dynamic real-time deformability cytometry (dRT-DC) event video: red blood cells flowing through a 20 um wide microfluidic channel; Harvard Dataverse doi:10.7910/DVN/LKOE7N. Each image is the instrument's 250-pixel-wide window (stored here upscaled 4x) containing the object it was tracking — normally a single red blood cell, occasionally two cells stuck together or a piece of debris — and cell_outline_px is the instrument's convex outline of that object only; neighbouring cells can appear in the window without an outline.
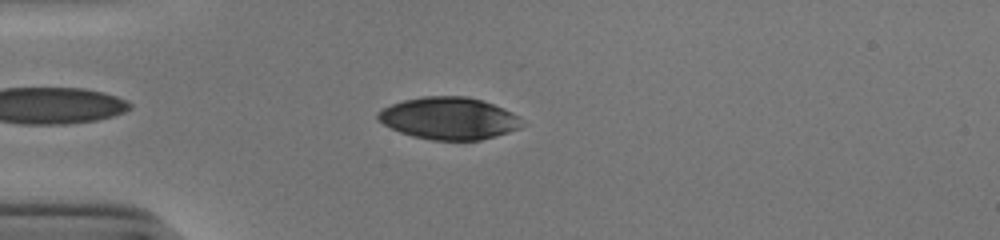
{"species": "human", "species_latin": "Homo sapiens", "temperature_condition": "cold", "stored_images_in_passage": 40, "camera_frame_rate_fps": 3000, "um_per_image_px": 0.085, "donor": {"sex": "male"}, "frame": {"image": 1, "passage_image": 5, "time_ms": 1.333, "image_size_px": [1000, 240], "cell_outline_px": [[520, 128], [496, 136], [480, 140], [432, 140], [412, 136], [400, 132], [384, 124], [376, 116], [376, 112], [392, 104], [404, 100], [424, 96], [468, 96], [484, 100], [504, 108], [520, 116]], "centroid_in_image_um": [38.17, 10.05], "position_along_channel_um": 46.8, "area_um2": 35.37}}
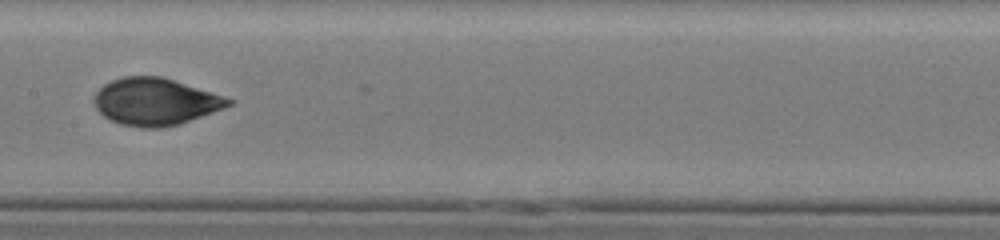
{"frame": {"image": 2, "passage_image": 18, "time_ms": 5.667, "image_size_px": [1000, 240], "cell_outline_px": [[236, 100], [232, 104], [224, 108], [180, 124], [160, 128], [140, 128], [120, 124], [108, 120], [96, 108], [92, 100], [96, 92], [104, 84], [112, 80], [124, 76], [160, 76], [224, 96]], "centroid_in_image_um": [13.18, 8.65], "position_along_channel_um": 194.2, "area_um2": 36.93}}
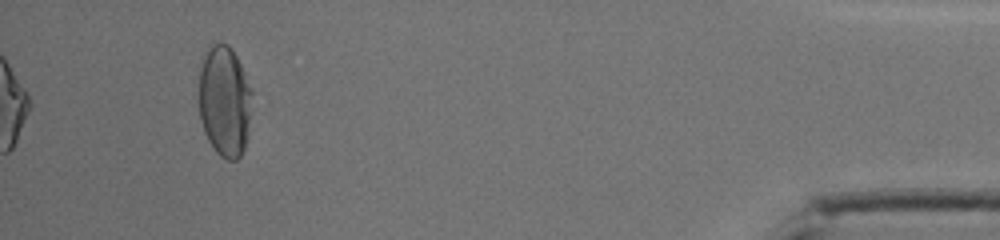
{"frame": {"image": 3, "passage_image": 40, "time_ms": 13.0, "image_size_px": [1000, 240], "cell_outline_px": [[252, 92], [248, 136], [244, 148], [240, 156], [236, 160], [228, 160], [220, 156], [216, 152], [208, 140], [204, 132], [200, 120], [200, 68], [204, 56], [208, 48], [212, 44], [228, 44], [236, 56], [240, 64]], "centroid_in_image_um": [19.09, 8.64], "position_along_channel_um": 416.1, "area_um2": 34.1}, "authors_computed_cell_mechanics": {"area_um2": 36.2406, "velocity_mm_per_s": 3.8948, "shape_relaxation_time_tau1_ms": 3.595, "shape_relaxation_time_tau2_ms": 0.943, "deformation_change_tau1": 0.1679, "deformation_change_tau2": 0.0437}}